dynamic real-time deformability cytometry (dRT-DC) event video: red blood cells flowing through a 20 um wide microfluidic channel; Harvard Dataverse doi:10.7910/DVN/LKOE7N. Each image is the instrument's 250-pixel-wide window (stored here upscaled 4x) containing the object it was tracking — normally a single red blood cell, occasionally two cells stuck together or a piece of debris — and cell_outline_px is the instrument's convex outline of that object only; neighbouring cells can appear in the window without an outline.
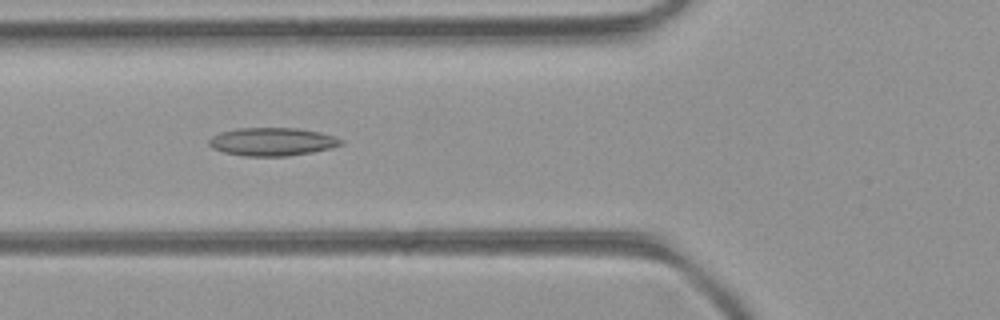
{"species": "common noctule bat (a hibernating species)", "species_latin": "Nyctalus noctula", "temperature_condition": "room temperature", "stored_images_in_passage": 41, "camera_frame_rate_fps": 3000, "um_per_image_px": 0.085, "animal": {"sex": "female", "body_mass_g": 21.9}, "frame": {"image": 1, "passage_image": 8, "time_ms": 2.333, "image_size_px": [1000, 320], "cell_outline_px": [[344, 144], [312, 152], [288, 156], [244, 156], [224, 152], [212, 148], [208, 144], [208, 140], [212, 136], [220, 132], [236, 128], [300, 128], [320, 132], [336, 136], [344, 140]], "centroid_in_image_um": [23.14, 12.04], "position_along_channel_um": 102.7, "area_um2": 21.79}}
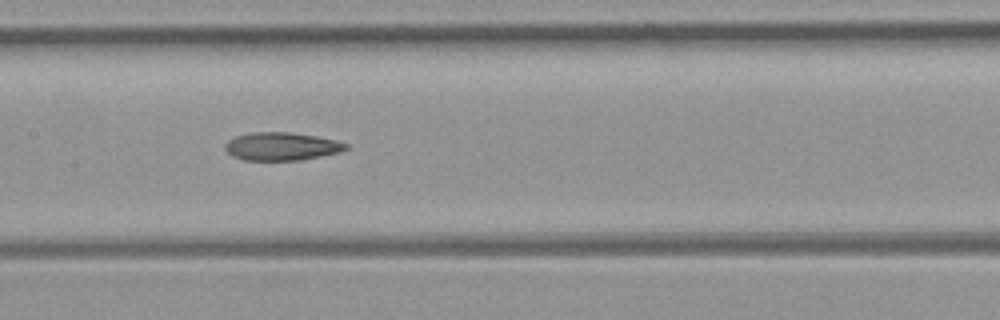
{"frame": {"image": 2, "passage_image": 14, "time_ms": 4.333, "image_size_px": [1000, 320], "cell_outline_px": [[348, 148], [340, 152], [300, 160], [244, 160], [232, 156], [224, 148], [224, 144], [228, 140], [236, 136], [248, 132], [288, 132], [316, 136], [336, 140], [348, 144]], "centroid_in_image_um": [23.91, 12.44], "position_along_channel_um": 183.5, "area_um2": 19.77}}
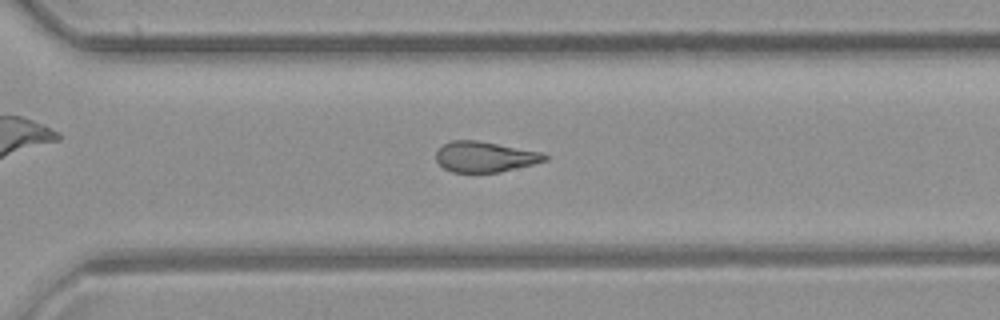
{"frame": {"image": 3, "passage_image": 25, "time_ms": 8.0, "image_size_px": [1000, 320], "cell_outline_px": [[548, 160], [500, 172], [452, 172], [444, 168], [436, 160], [436, 152], [444, 144], [452, 140], [476, 140], [544, 152], [548, 156]], "centroid_in_image_um": [41.24, 13.32], "position_along_channel_um": 329.4, "area_um2": 19.31}, "authors_computed_cell_mechanics": {"area_um2": 20.3456, "velocity_mm_per_s": 4.0054, "shape_relaxation_time_tau1_ms": null, "shape_relaxation_time_tau2_ms": 6.3682, "deformation_change_tau1": null, "deformation_change_tau2": 0.1783}}